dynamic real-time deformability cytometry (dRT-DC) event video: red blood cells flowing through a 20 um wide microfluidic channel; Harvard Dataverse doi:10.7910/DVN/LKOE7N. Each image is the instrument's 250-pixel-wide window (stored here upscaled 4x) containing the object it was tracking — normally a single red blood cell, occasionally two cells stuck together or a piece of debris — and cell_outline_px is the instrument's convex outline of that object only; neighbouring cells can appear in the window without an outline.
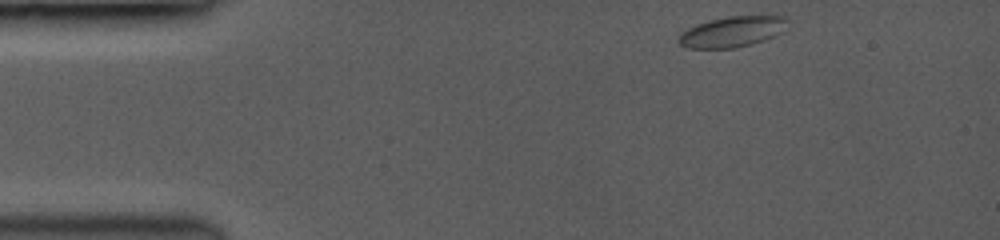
{"species": "common noctule bat (a hibernating species)", "species_latin": "Nyctalus noctula", "temperature_condition": "room temperature", "stored_images_in_passage": 12, "camera_frame_rate_fps": 3500, "um_per_image_px": 0.085, "animal": {"sex": "female", "body_mass_g": 19.0, "forearm_length_mm": 53.3}, "frame": {"image": 1, "passage_image": 1, "time_ms": 0.0, "image_size_px": [1000, 240], "cell_outline_px": [[784, 20], [772, 36], [748, 44], [732, 48], [688, 48], [680, 44], [680, 36], [688, 28], [712, 20], [732, 16], [780, 16]], "centroid_in_image_um": [62.09, 2.71], "position_along_channel_um": 22.9, "area_um2": 17.92}}
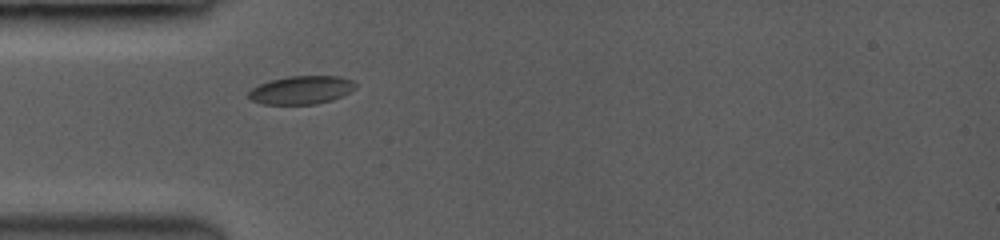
{"frame": {"image": 2, "passage_image": 9, "time_ms": 2.857, "image_size_px": [1000, 240], "cell_outline_px": [[356, 88], [332, 100], [316, 104], [264, 104], [252, 100], [248, 96], [248, 92], [252, 88], [260, 84], [272, 80], [288, 76], [336, 76], [352, 80], [356, 84]], "centroid_in_image_um": [25.61, 7.65], "position_along_channel_um": 59.4, "area_um2": 17.4}}
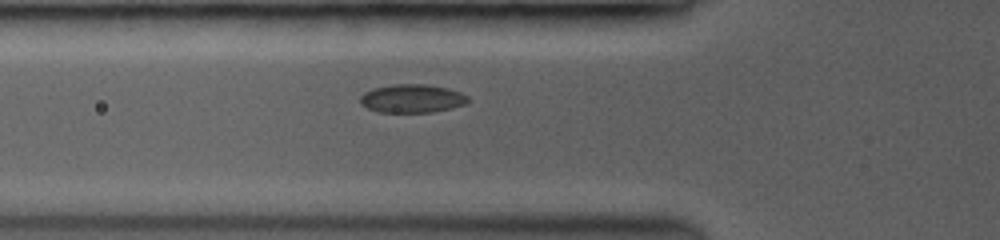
{"frame": {"image": 3, "passage_image": 12, "time_ms": 3.714, "image_size_px": [1000, 240], "cell_outline_px": [[468, 100], [464, 104], [432, 112], [380, 112], [368, 108], [360, 104], [360, 96], [364, 92], [372, 88], [396, 84], [424, 84], [444, 88], [460, 92], [468, 96]], "centroid_in_image_um": [34.97, 8.37], "position_along_channel_um": 90.8, "area_um2": 17.57}}